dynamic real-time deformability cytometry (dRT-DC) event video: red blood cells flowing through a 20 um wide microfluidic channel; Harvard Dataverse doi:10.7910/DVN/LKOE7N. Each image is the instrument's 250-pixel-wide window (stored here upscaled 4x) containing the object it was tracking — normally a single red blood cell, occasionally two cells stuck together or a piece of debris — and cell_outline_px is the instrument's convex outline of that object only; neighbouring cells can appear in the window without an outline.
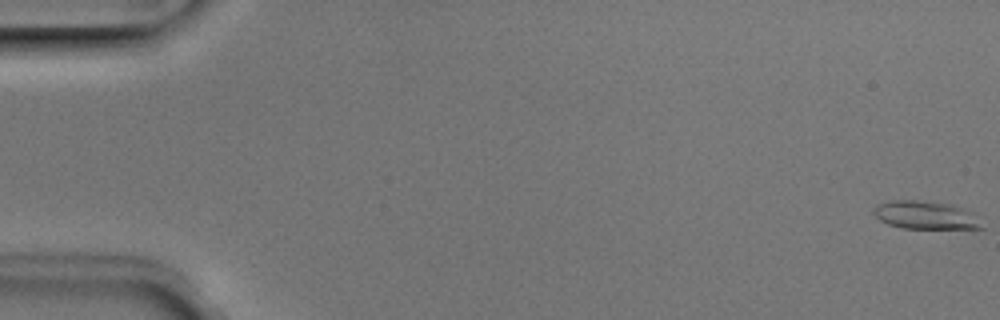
{"species": "Egyptian fruit bat (a non-hibernating species)", "species_latin": "Rousettus aegyptiacus", "temperature_condition": "room temperature", "stored_images_in_passage": 53, "camera_frame_rate_fps": 3000, "um_per_image_px": 0.085, "animal": {"sex": "male"}, "frame": {"image": 1, "passage_image": 1, "time_ms": 0.0, "image_size_px": [1000, 320], "cell_outline_px": [[984, 228], [904, 228], [888, 224], [880, 220], [872, 212], [876, 204], [892, 200], [916, 200], [952, 204], [960, 208]], "centroid_in_image_um": [78.49, 18.27], "position_along_channel_um": 6.5, "area_um2": 16.94}}
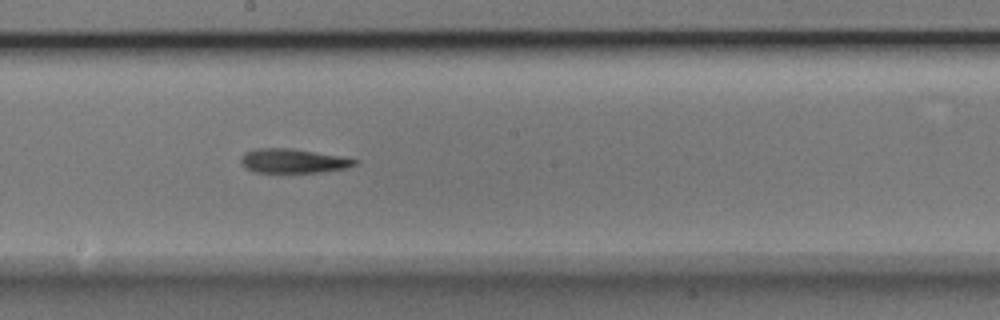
{"frame": {"image": 2, "passage_image": 29, "time_ms": 9.333, "image_size_px": [1000, 320], "cell_outline_px": [[360, 160], [356, 164], [344, 168], [320, 172], [252, 172], [244, 168], [240, 160], [244, 152], [256, 148], [288, 148], [340, 156]], "centroid_in_image_um": [24.86, 13.68], "position_along_channel_um": 223.3, "area_um2": 15.95}}
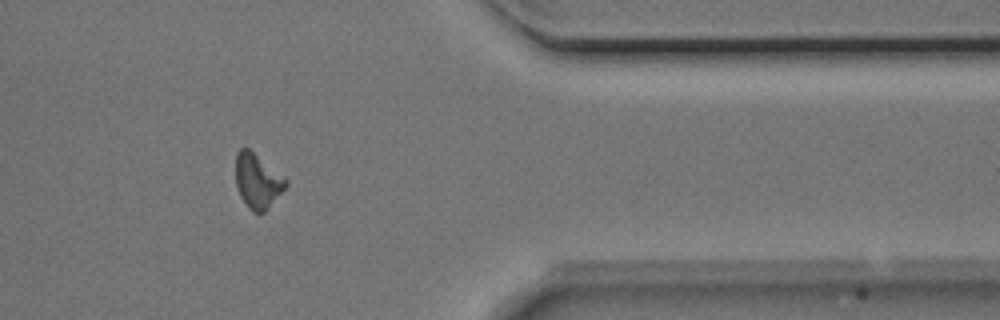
{"frame": {"image": 3, "passage_image": 43, "time_ms": 14.0, "image_size_px": [1000, 320], "cell_outline_px": [[288, 184], [268, 208], [264, 212], [252, 212], [248, 208], [240, 196], [236, 188], [236, 152], [240, 148], [248, 148], [284, 176], [288, 180]], "centroid_in_image_um": [21.88, 15.38], "position_along_channel_um": 389.5, "area_um2": 15.9}, "authors_computed_cell_mechanics": {"area_um2": 16.1262, "velocity_mm_per_s": 3.9653, "shape_relaxation_time_tau1_ms": 3.1128, "shape_relaxation_time_tau2_ms": null, "deformation_change_tau1": 0.1543, "deformation_change_tau2": null}}